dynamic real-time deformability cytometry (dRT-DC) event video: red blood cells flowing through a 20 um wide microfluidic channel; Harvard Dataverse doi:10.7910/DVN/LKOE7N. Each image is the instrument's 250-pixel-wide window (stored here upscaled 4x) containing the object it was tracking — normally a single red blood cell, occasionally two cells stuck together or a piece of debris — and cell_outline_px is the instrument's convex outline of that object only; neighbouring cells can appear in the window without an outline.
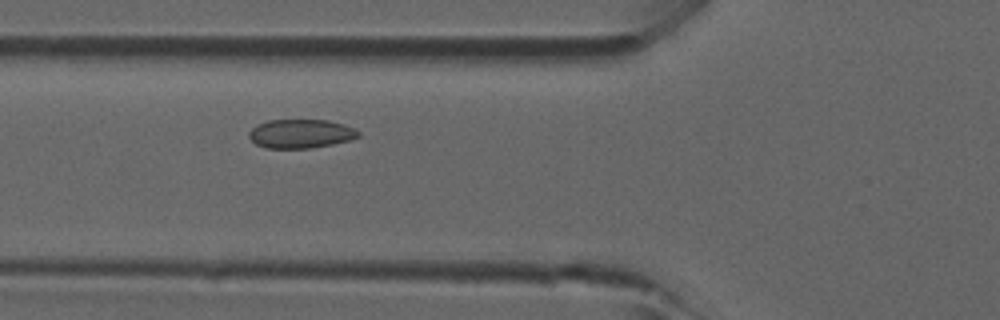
{"species": "common noctule bat (a hibernating species)", "species_latin": "Nyctalus noctula", "temperature_condition": "room temperature", "stored_images_in_passage": 35, "camera_frame_rate_fps": 3000, "um_per_image_px": 0.085, "animal": {"sex": "male", "forearm_length_mm": 52.5}, "frame": {"image": 1, "passage_image": 6, "time_ms": 1.667, "image_size_px": [1000, 320], "cell_outline_px": [[360, 136], [348, 140], [332, 144], [312, 148], [268, 148], [256, 144], [248, 136], [248, 132], [256, 124], [268, 120], [328, 120], [344, 124], [360, 132]], "centroid_in_image_um": [25.54, 11.36], "position_along_channel_um": 100.3, "area_um2": 18.38}}